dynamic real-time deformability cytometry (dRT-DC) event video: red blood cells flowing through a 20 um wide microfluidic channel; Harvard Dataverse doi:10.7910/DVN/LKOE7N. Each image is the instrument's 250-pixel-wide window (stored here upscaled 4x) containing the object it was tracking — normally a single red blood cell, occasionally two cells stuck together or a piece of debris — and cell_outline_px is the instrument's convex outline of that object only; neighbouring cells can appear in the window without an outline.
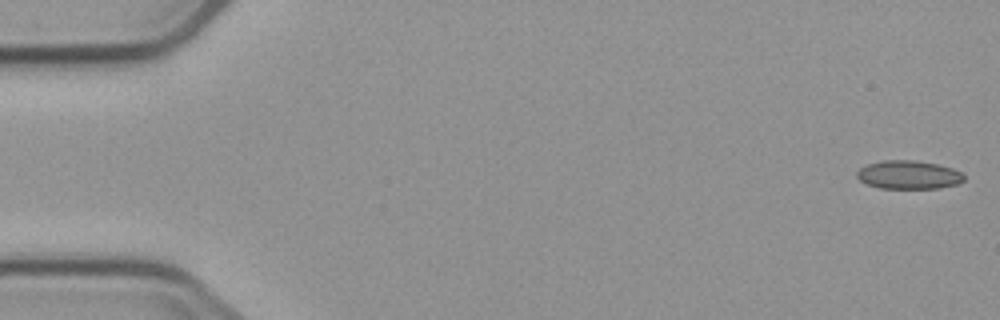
{"species": "common noctule bat (a hibernating species)", "species_latin": "Nyctalus noctula", "temperature_condition": "cold", "stored_images_in_passage": 3, "camera_frame_rate_fps": 3000, "um_per_image_px": 0.085, "animal": {"sex": "male", "body_mass_g": 23.1, "forearm_length_mm": 52.7}, "frame": {"image": 1, "passage_image": 1, "time_ms": 0.0, "image_size_px": [1000, 320], "cell_outline_px": [[964, 180], [956, 184], [940, 188], [880, 188], [868, 184], [860, 180], [856, 176], [856, 172], [860, 168], [868, 164], [880, 160], [916, 160], [936, 164], [952, 168], [960, 172], [964, 176]], "centroid_in_image_um": [77.21, 14.85], "position_along_channel_um": 7.8, "area_um2": 17.69}}